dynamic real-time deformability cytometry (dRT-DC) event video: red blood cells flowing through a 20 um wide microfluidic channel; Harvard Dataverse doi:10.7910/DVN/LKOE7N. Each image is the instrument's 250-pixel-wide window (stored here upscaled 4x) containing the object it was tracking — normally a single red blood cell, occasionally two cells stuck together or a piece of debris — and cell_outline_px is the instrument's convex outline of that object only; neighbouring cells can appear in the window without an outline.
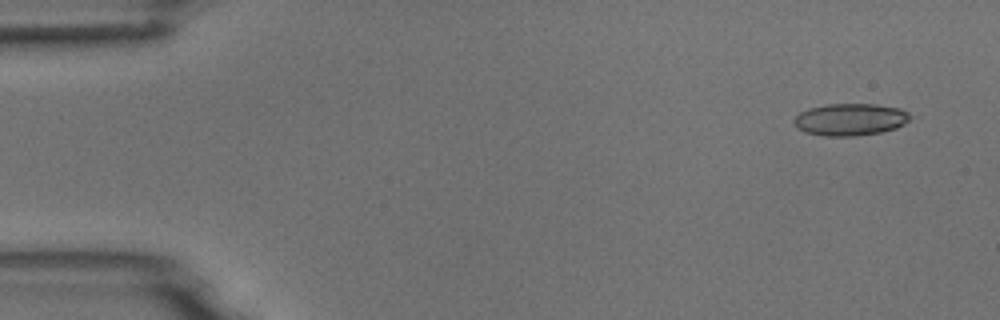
{"species": "common noctule bat (a hibernating species)", "species_latin": "Nyctalus noctula", "temperature_condition": "room temperature", "stored_images_in_passage": 6, "camera_frame_rate_fps": 3000, "um_per_image_px": 0.085, "animal": {"sex": "male", "body_mass_g": 18.8}, "frame": {"image": 1, "passage_image": 1, "time_ms": 0.0, "image_size_px": [1000, 320], "cell_outline_px": [[908, 120], [904, 124], [896, 128], [880, 132], [856, 136], [824, 136], [804, 132], [796, 128], [792, 120], [800, 112], [812, 108], [828, 104], [876, 104], [900, 108], [908, 112]], "centroid_in_image_um": [72.24, 10.16], "position_along_channel_um": 12.8, "area_um2": 21.68}}
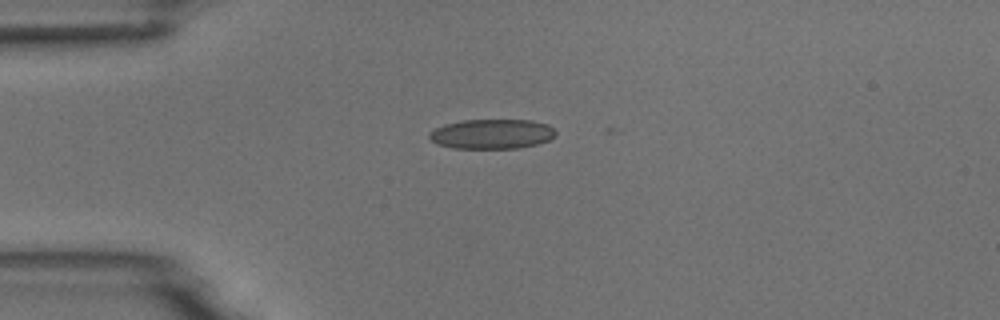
{"frame": {"image": 2, "passage_image": 4, "time_ms": 3.333, "image_size_px": [1000, 320], "cell_outline_px": [[556, 136], [548, 140], [536, 144], [520, 148], [452, 148], [436, 144], [428, 136], [436, 128], [444, 124], [464, 120], [532, 120], [548, 124], [556, 132]], "centroid_in_image_um": [41.83, 11.39], "position_along_channel_um": 43.2, "area_um2": 21.85}}